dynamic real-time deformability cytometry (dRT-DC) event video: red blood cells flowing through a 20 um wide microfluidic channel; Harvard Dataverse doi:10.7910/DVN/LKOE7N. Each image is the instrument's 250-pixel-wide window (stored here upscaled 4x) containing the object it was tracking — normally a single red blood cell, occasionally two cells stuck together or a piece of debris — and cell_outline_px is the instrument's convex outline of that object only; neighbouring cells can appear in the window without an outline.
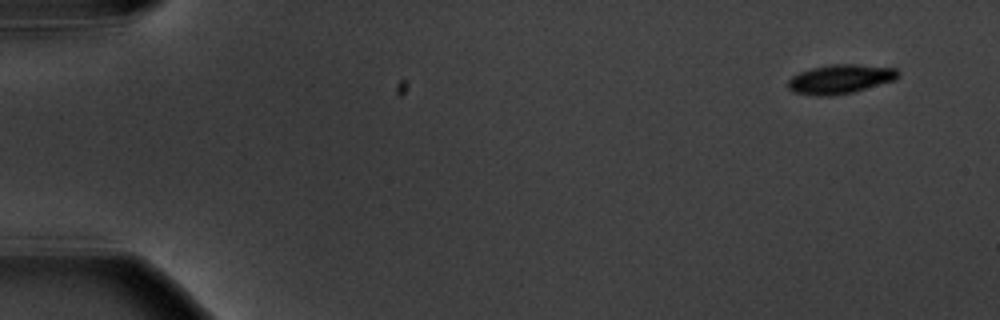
{"species": "common noctule bat (a hibernating species)", "species_latin": "Nyctalus noctula", "temperature_condition": "warm", "stored_images_in_passage": 5, "camera_frame_rate_fps": 3000, "um_per_image_px": 0.085, "animal": {"sex": "male", "body_mass_g": 20.1, "forearm_length_mm": 53.5}, "frame": {"image": 1, "passage_image": 1, "time_ms": 0.0, "image_size_px": [1000, 320], "cell_outline_px": [[900, 76], [896, 80], [852, 92], [832, 96], [820, 96], [792, 92], [788, 88], [788, 80], [792, 76], [800, 72], [812, 68], [832, 64], [856, 64], [896, 68], [900, 72]], "centroid_in_image_um": [71.44, 6.72], "position_along_channel_um": 13.6, "area_um2": 18.79}}
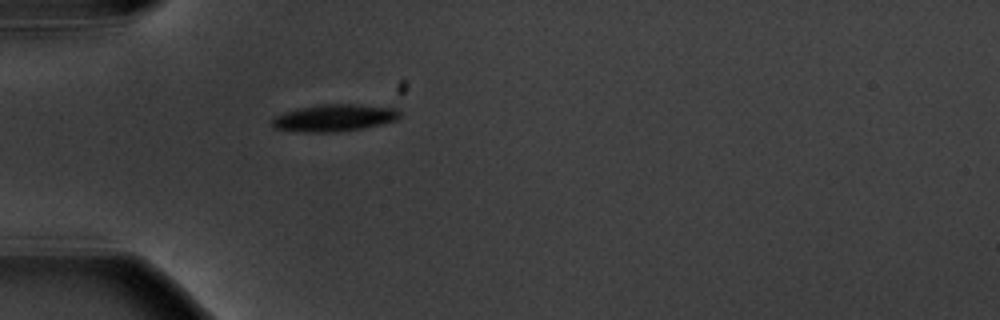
{"frame": {"image": 2, "passage_image": 5, "time_ms": 4.667, "image_size_px": [1000, 320], "cell_outline_px": [[400, 116], [396, 120], [380, 124], [360, 128], [336, 132], [296, 132], [272, 128], [272, 120], [276, 116], [300, 108], [324, 104], [352, 104], [396, 108], [400, 112]], "centroid_in_image_um": [28.4, 10.03], "position_along_channel_um": 56.6, "area_um2": 19.83}}